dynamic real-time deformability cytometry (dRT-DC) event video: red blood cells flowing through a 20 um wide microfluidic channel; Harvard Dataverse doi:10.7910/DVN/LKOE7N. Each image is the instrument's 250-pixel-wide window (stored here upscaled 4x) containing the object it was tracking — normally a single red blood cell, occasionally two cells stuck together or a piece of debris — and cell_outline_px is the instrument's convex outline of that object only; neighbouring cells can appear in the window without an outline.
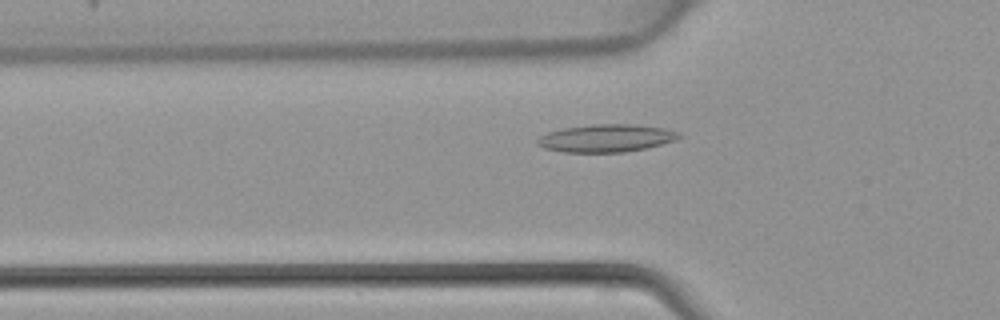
{"species": "common noctule bat (a hibernating species)", "species_latin": "Nyctalus noctula", "temperature_condition": "warm", "stored_images_in_passage": 33, "camera_frame_rate_fps": 3000, "um_per_image_px": 0.085, "animal": {"sex": "female", "body_mass_g": 22.7, "forearm_length_mm": 54.2}, "frame": {"image": 1, "passage_image": 4, "time_ms": 1.0, "image_size_px": [1000, 320], "cell_outline_px": [[680, 136], [676, 140], [644, 148], [624, 152], [564, 152], [544, 148], [536, 144], [536, 140], [540, 136], [548, 132], [564, 128], [592, 124], [636, 124], [664, 128], [680, 132]], "centroid_in_image_um": [51.51, 11.74], "position_along_channel_um": 74.3, "area_um2": 22.77}}
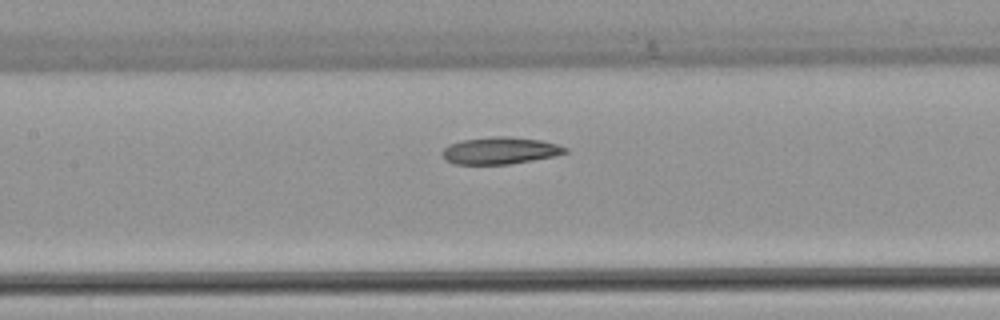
{"frame": {"image": 2, "passage_image": 10, "time_ms": 3.0, "image_size_px": [1000, 320], "cell_outline_px": [[568, 152], [556, 156], [508, 164], [452, 164], [444, 160], [440, 152], [448, 144], [464, 140], [492, 136], [508, 136], [540, 140], [556, 144], [568, 148]], "centroid_in_image_um": [42.47, 12.8], "position_along_channel_um": 164.9, "area_um2": 19.48}}
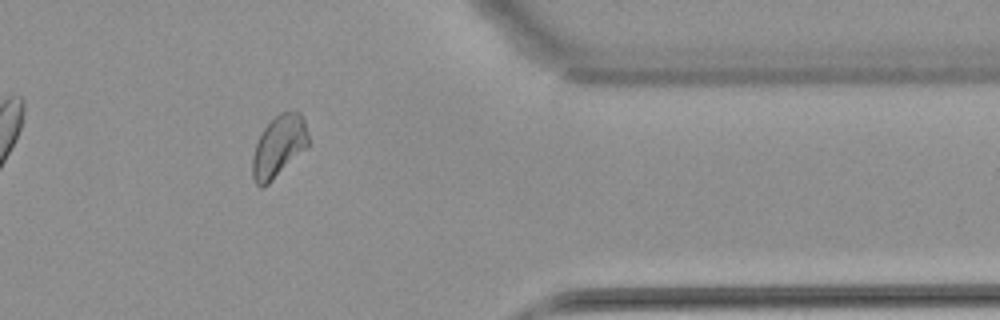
{"frame": {"image": 3, "passage_image": 26, "time_ms": 8.333, "image_size_px": [1000, 320], "cell_outline_px": [[308, 144], [264, 188], [260, 188], [256, 184], [252, 176], [252, 156], [256, 144], [264, 128], [280, 112], [300, 112], [304, 120], [308, 136]], "centroid_in_image_um": [23.65, 12.45], "position_along_channel_um": 387.7, "area_um2": 19.48}}